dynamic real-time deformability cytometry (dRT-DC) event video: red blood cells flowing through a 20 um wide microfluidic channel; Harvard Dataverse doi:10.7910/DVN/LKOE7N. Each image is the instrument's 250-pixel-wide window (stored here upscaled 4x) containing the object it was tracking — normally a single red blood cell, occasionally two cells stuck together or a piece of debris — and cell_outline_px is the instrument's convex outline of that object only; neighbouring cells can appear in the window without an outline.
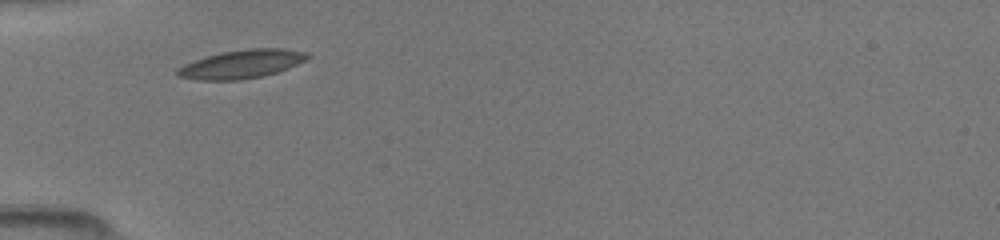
{"species": "common noctule bat (a hibernating species)", "species_latin": "Nyctalus noctula", "temperature_condition": "room temperature", "stored_images_in_passage": 4, "camera_frame_rate_fps": 3000, "um_per_image_px": 0.085, "animal": {"sex": "female", "body_mass_g": 19.5, "forearm_length_mm": 54.1}, "frame": {"image": 1, "passage_image": 1, "time_ms": 0.0, "image_size_px": [1000, 240], "cell_outline_px": [[312, 56], [288, 68], [276, 72], [260, 76], [240, 80], [196, 80], [180, 76], [176, 72], [176, 68], [184, 64], [208, 56], [224, 52], [248, 48], [284, 48], [308, 52]], "centroid_in_image_um": [20.56, 5.44], "position_along_channel_um": 64.4, "area_um2": 21.39}}